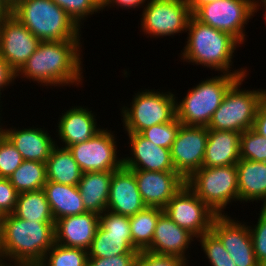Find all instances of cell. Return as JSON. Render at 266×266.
I'll return each instance as SVG.
<instances>
[{
    "label": "cell",
    "mask_w": 266,
    "mask_h": 266,
    "mask_svg": "<svg viewBox=\"0 0 266 266\" xmlns=\"http://www.w3.org/2000/svg\"><path fill=\"white\" fill-rule=\"evenodd\" d=\"M132 156L122 158L123 167L129 170L176 172L170 149L156 146L140 133H128Z\"/></svg>",
    "instance_id": "18"
},
{
    "label": "cell",
    "mask_w": 266,
    "mask_h": 266,
    "mask_svg": "<svg viewBox=\"0 0 266 266\" xmlns=\"http://www.w3.org/2000/svg\"><path fill=\"white\" fill-rule=\"evenodd\" d=\"M11 14V5L6 0H0V19Z\"/></svg>",
    "instance_id": "46"
},
{
    "label": "cell",
    "mask_w": 266,
    "mask_h": 266,
    "mask_svg": "<svg viewBox=\"0 0 266 266\" xmlns=\"http://www.w3.org/2000/svg\"><path fill=\"white\" fill-rule=\"evenodd\" d=\"M80 27L81 19L101 10V0H52Z\"/></svg>",
    "instance_id": "36"
},
{
    "label": "cell",
    "mask_w": 266,
    "mask_h": 266,
    "mask_svg": "<svg viewBox=\"0 0 266 266\" xmlns=\"http://www.w3.org/2000/svg\"><path fill=\"white\" fill-rule=\"evenodd\" d=\"M8 179L19 194L43 189L47 182L46 164L24 160Z\"/></svg>",
    "instance_id": "31"
},
{
    "label": "cell",
    "mask_w": 266,
    "mask_h": 266,
    "mask_svg": "<svg viewBox=\"0 0 266 266\" xmlns=\"http://www.w3.org/2000/svg\"><path fill=\"white\" fill-rule=\"evenodd\" d=\"M11 14L40 41H80V28L52 0H18Z\"/></svg>",
    "instance_id": "4"
},
{
    "label": "cell",
    "mask_w": 266,
    "mask_h": 266,
    "mask_svg": "<svg viewBox=\"0 0 266 266\" xmlns=\"http://www.w3.org/2000/svg\"><path fill=\"white\" fill-rule=\"evenodd\" d=\"M98 226L99 214L95 212L62 217L54 223L55 243L88 251Z\"/></svg>",
    "instance_id": "19"
},
{
    "label": "cell",
    "mask_w": 266,
    "mask_h": 266,
    "mask_svg": "<svg viewBox=\"0 0 266 266\" xmlns=\"http://www.w3.org/2000/svg\"><path fill=\"white\" fill-rule=\"evenodd\" d=\"M11 6L18 0H6Z\"/></svg>",
    "instance_id": "49"
},
{
    "label": "cell",
    "mask_w": 266,
    "mask_h": 266,
    "mask_svg": "<svg viewBox=\"0 0 266 266\" xmlns=\"http://www.w3.org/2000/svg\"><path fill=\"white\" fill-rule=\"evenodd\" d=\"M43 190L55 221L62 217L88 212L78 186L47 181L43 186Z\"/></svg>",
    "instance_id": "26"
},
{
    "label": "cell",
    "mask_w": 266,
    "mask_h": 266,
    "mask_svg": "<svg viewBox=\"0 0 266 266\" xmlns=\"http://www.w3.org/2000/svg\"><path fill=\"white\" fill-rule=\"evenodd\" d=\"M246 76L240 77L227 91L219 108L207 126L208 130L242 133L253 128L259 105L266 97V90H240Z\"/></svg>",
    "instance_id": "6"
},
{
    "label": "cell",
    "mask_w": 266,
    "mask_h": 266,
    "mask_svg": "<svg viewBox=\"0 0 266 266\" xmlns=\"http://www.w3.org/2000/svg\"><path fill=\"white\" fill-rule=\"evenodd\" d=\"M171 92H139L130 108H122L123 126L127 133H140L153 125L168 123L176 117V98Z\"/></svg>",
    "instance_id": "8"
},
{
    "label": "cell",
    "mask_w": 266,
    "mask_h": 266,
    "mask_svg": "<svg viewBox=\"0 0 266 266\" xmlns=\"http://www.w3.org/2000/svg\"><path fill=\"white\" fill-rule=\"evenodd\" d=\"M0 258H2L1 257V252H0ZM3 260L2 259H0V266H14V265H7V264H5L4 262H2Z\"/></svg>",
    "instance_id": "48"
},
{
    "label": "cell",
    "mask_w": 266,
    "mask_h": 266,
    "mask_svg": "<svg viewBox=\"0 0 266 266\" xmlns=\"http://www.w3.org/2000/svg\"><path fill=\"white\" fill-rule=\"evenodd\" d=\"M79 41H41L17 72L44 86L77 85L82 82ZM21 73V74H20ZM20 74V75H19ZM58 84V85H57Z\"/></svg>",
    "instance_id": "2"
},
{
    "label": "cell",
    "mask_w": 266,
    "mask_h": 266,
    "mask_svg": "<svg viewBox=\"0 0 266 266\" xmlns=\"http://www.w3.org/2000/svg\"><path fill=\"white\" fill-rule=\"evenodd\" d=\"M5 215L0 211V224H1V221L4 219Z\"/></svg>",
    "instance_id": "50"
},
{
    "label": "cell",
    "mask_w": 266,
    "mask_h": 266,
    "mask_svg": "<svg viewBox=\"0 0 266 266\" xmlns=\"http://www.w3.org/2000/svg\"><path fill=\"white\" fill-rule=\"evenodd\" d=\"M258 3L255 0H219L199 7L192 16L205 25L229 33L242 44L244 25L259 9Z\"/></svg>",
    "instance_id": "9"
},
{
    "label": "cell",
    "mask_w": 266,
    "mask_h": 266,
    "mask_svg": "<svg viewBox=\"0 0 266 266\" xmlns=\"http://www.w3.org/2000/svg\"><path fill=\"white\" fill-rule=\"evenodd\" d=\"M12 214L27 221L55 222L43 189L18 194Z\"/></svg>",
    "instance_id": "29"
},
{
    "label": "cell",
    "mask_w": 266,
    "mask_h": 266,
    "mask_svg": "<svg viewBox=\"0 0 266 266\" xmlns=\"http://www.w3.org/2000/svg\"><path fill=\"white\" fill-rule=\"evenodd\" d=\"M243 76L223 73L189 89L180 104L176 100V118L183 125L207 127L228 89Z\"/></svg>",
    "instance_id": "5"
},
{
    "label": "cell",
    "mask_w": 266,
    "mask_h": 266,
    "mask_svg": "<svg viewBox=\"0 0 266 266\" xmlns=\"http://www.w3.org/2000/svg\"><path fill=\"white\" fill-rule=\"evenodd\" d=\"M145 207L134 173L123 166L114 171L110 183L107 210L131 217Z\"/></svg>",
    "instance_id": "20"
},
{
    "label": "cell",
    "mask_w": 266,
    "mask_h": 266,
    "mask_svg": "<svg viewBox=\"0 0 266 266\" xmlns=\"http://www.w3.org/2000/svg\"><path fill=\"white\" fill-rule=\"evenodd\" d=\"M134 266H187V263L174 255L156 254L145 250L139 252Z\"/></svg>",
    "instance_id": "39"
},
{
    "label": "cell",
    "mask_w": 266,
    "mask_h": 266,
    "mask_svg": "<svg viewBox=\"0 0 266 266\" xmlns=\"http://www.w3.org/2000/svg\"><path fill=\"white\" fill-rule=\"evenodd\" d=\"M54 223L5 215L0 224L2 259L15 260V266H38L55 243Z\"/></svg>",
    "instance_id": "1"
},
{
    "label": "cell",
    "mask_w": 266,
    "mask_h": 266,
    "mask_svg": "<svg viewBox=\"0 0 266 266\" xmlns=\"http://www.w3.org/2000/svg\"><path fill=\"white\" fill-rule=\"evenodd\" d=\"M108 131L107 129H102L87 141L68 148L83 173L114 172L123 166V160H119L116 154V138H114L111 131Z\"/></svg>",
    "instance_id": "13"
},
{
    "label": "cell",
    "mask_w": 266,
    "mask_h": 266,
    "mask_svg": "<svg viewBox=\"0 0 266 266\" xmlns=\"http://www.w3.org/2000/svg\"><path fill=\"white\" fill-rule=\"evenodd\" d=\"M16 77L17 72L0 56V95L1 89L12 83Z\"/></svg>",
    "instance_id": "42"
},
{
    "label": "cell",
    "mask_w": 266,
    "mask_h": 266,
    "mask_svg": "<svg viewBox=\"0 0 266 266\" xmlns=\"http://www.w3.org/2000/svg\"><path fill=\"white\" fill-rule=\"evenodd\" d=\"M145 5L141 26L146 34L166 37L187 30L192 16L187 0H150Z\"/></svg>",
    "instance_id": "12"
},
{
    "label": "cell",
    "mask_w": 266,
    "mask_h": 266,
    "mask_svg": "<svg viewBox=\"0 0 266 266\" xmlns=\"http://www.w3.org/2000/svg\"><path fill=\"white\" fill-rule=\"evenodd\" d=\"M163 210L173 222L196 238L210 232L217 216L187 185L170 199Z\"/></svg>",
    "instance_id": "11"
},
{
    "label": "cell",
    "mask_w": 266,
    "mask_h": 266,
    "mask_svg": "<svg viewBox=\"0 0 266 266\" xmlns=\"http://www.w3.org/2000/svg\"><path fill=\"white\" fill-rule=\"evenodd\" d=\"M144 204L164 208L170 199L186 185L178 172L131 170Z\"/></svg>",
    "instance_id": "17"
},
{
    "label": "cell",
    "mask_w": 266,
    "mask_h": 266,
    "mask_svg": "<svg viewBox=\"0 0 266 266\" xmlns=\"http://www.w3.org/2000/svg\"><path fill=\"white\" fill-rule=\"evenodd\" d=\"M56 146L45 162L47 181L77 186L82 178V170L68 148Z\"/></svg>",
    "instance_id": "28"
},
{
    "label": "cell",
    "mask_w": 266,
    "mask_h": 266,
    "mask_svg": "<svg viewBox=\"0 0 266 266\" xmlns=\"http://www.w3.org/2000/svg\"><path fill=\"white\" fill-rule=\"evenodd\" d=\"M145 1L146 0H101V10H103L106 6H111V4L113 7L116 4L122 8H136L145 3Z\"/></svg>",
    "instance_id": "44"
},
{
    "label": "cell",
    "mask_w": 266,
    "mask_h": 266,
    "mask_svg": "<svg viewBox=\"0 0 266 266\" xmlns=\"http://www.w3.org/2000/svg\"><path fill=\"white\" fill-rule=\"evenodd\" d=\"M5 137L21 153L24 160L45 163L50 157L55 141L41 128L5 129Z\"/></svg>",
    "instance_id": "24"
},
{
    "label": "cell",
    "mask_w": 266,
    "mask_h": 266,
    "mask_svg": "<svg viewBox=\"0 0 266 266\" xmlns=\"http://www.w3.org/2000/svg\"><path fill=\"white\" fill-rule=\"evenodd\" d=\"M265 10H266V4H264ZM265 21H266V11H265ZM266 23V22H265Z\"/></svg>",
    "instance_id": "51"
},
{
    "label": "cell",
    "mask_w": 266,
    "mask_h": 266,
    "mask_svg": "<svg viewBox=\"0 0 266 266\" xmlns=\"http://www.w3.org/2000/svg\"><path fill=\"white\" fill-rule=\"evenodd\" d=\"M112 175V171L82 174L77 186L88 212L101 214L107 210Z\"/></svg>",
    "instance_id": "27"
},
{
    "label": "cell",
    "mask_w": 266,
    "mask_h": 266,
    "mask_svg": "<svg viewBox=\"0 0 266 266\" xmlns=\"http://www.w3.org/2000/svg\"><path fill=\"white\" fill-rule=\"evenodd\" d=\"M92 111L83 107H74L60 117L58 135L64 147L82 143L94 137L102 129L97 128Z\"/></svg>",
    "instance_id": "23"
},
{
    "label": "cell",
    "mask_w": 266,
    "mask_h": 266,
    "mask_svg": "<svg viewBox=\"0 0 266 266\" xmlns=\"http://www.w3.org/2000/svg\"><path fill=\"white\" fill-rule=\"evenodd\" d=\"M41 41L14 15L2 19L0 25V56L18 72L36 51Z\"/></svg>",
    "instance_id": "15"
},
{
    "label": "cell",
    "mask_w": 266,
    "mask_h": 266,
    "mask_svg": "<svg viewBox=\"0 0 266 266\" xmlns=\"http://www.w3.org/2000/svg\"><path fill=\"white\" fill-rule=\"evenodd\" d=\"M194 237L193 234L179 227L163 212L156 223L153 240L147 251L174 255L186 261L185 251L191 241H194Z\"/></svg>",
    "instance_id": "21"
},
{
    "label": "cell",
    "mask_w": 266,
    "mask_h": 266,
    "mask_svg": "<svg viewBox=\"0 0 266 266\" xmlns=\"http://www.w3.org/2000/svg\"><path fill=\"white\" fill-rule=\"evenodd\" d=\"M138 254H121L109 258H88L87 266H134Z\"/></svg>",
    "instance_id": "41"
},
{
    "label": "cell",
    "mask_w": 266,
    "mask_h": 266,
    "mask_svg": "<svg viewBox=\"0 0 266 266\" xmlns=\"http://www.w3.org/2000/svg\"><path fill=\"white\" fill-rule=\"evenodd\" d=\"M23 161L21 153L4 136L0 140V178H9Z\"/></svg>",
    "instance_id": "37"
},
{
    "label": "cell",
    "mask_w": 266,
    "mask_h": 266,
    "mask_svg": "<svg viewBox=\"0 0 266 266\" xmlns=\"http://www.w3.org/2000/svg\"><path fill=\"white\" fill-rule=\"evenodd\" d=\"M163 212L162 208L146 206L129 217L132 244L137 251H145L150 247L156 223Z\"/></svg>",
    "instance_id": "30"
},
{
    "label": "cell",
    "mask_w": 266,
    "mask_h": 266,
    "mask_svg": "<svg viewBox=\"0 0 266 266\" xmlns=\"http://www.w3.org/2000/svg\"><path fill=\"white\" fill-rule=\"evenodd\" d=\"M106 212L99 214V226L88 249V258L139 254L132 244L129 217L109 210Z\"/></svg>",
    "instance_id": "10"
},
{
    "label": "cell",
    "mask_w": 266,
    "mask_h": 266,
    "mask_svg": "<svg viewBox=\"0 0 266 266\" xmlns=\"http://www.w3.org/2000/svg\"><path fill=\"white\" fill-rule=\"evenodd\" d=\"M186 185L204 202L216 215H223L232 200H239L238 172L236 165L219 167H201L187 180Z\"/></svg>",
    "instance_id": "7"
},
{
    "label": "cell",
    "mask_w": 266,
    "mask_h": 266,
    "mask_svg": "<svg viewBox=\"0 0 266 266\" xmlns=\"http://www.w3.org/2000/svg\"><path fill=\"white\" fill-rule=\"evenodd\" d=\"M1 107V106H0ZM5 136V129H2L0 125V140Z\"/></svg>",
    "instance_id": "47"
},
{
    "label": "cell",
    "mask_w": 266,
    "mask_h": 266,
    "mask_svg": "<svg viewBox=\"0 0 266 266\" xmlns=\"http://www.w3.org/2000/svg\"><path fill=\"white\" fill-rule=\"evenodd\" d=\"M253 129L263 137H266V97L261 102L256 112Z\"/></svg>",
    "instance_id": "43"
},
{
    "label": "cell",
    "mask_w": 266,
    "mask_h": 266,
    "mask_svg": "<svg viewBox=\"0 0 266 266\" xmlns=\"http://www.w3.org/2000/svg\"><path fill=\"white\" fill-rule=\"evenodd\" d=\"M186 31H189V36L182 53L184 60L202 64L226 74L246 75V69L228 71L232 65L233 53L237 45L241 44L229 33L205 25L193 16L189 18Z\"/></svg>",
    "instance_id": "3"
},
{
    "label": "cell",
    "mask_w": 266,
    "mask_h": 266,
    "mask_svg": "<svg viewBox=\"0 0 266 266\" xmlns=\"http://www.w3.org/2000/svg\"><path fill=\"white\" fill-rule=\"evenodd\" d=\"M239 147L240 159L266 162V137L253 128L241 133Z\"/></svg>",
    "instance_id": "33"
},
{
    "label": "cell",
    "mask_w": 266,
    "mask_h": 266,
    "mask_svg": "<svg viewBox=\"0 0 266 266\" xmlns=\"http://www.w3.org/2000/svg\"><path fill=\"white\" fill-rule=\"evenodd\" d=\"M199 238L206 258L212 266H236L220 240L211 231Z\"/></svg>",
    "instance_id": "35"
},
{
    "label": "cell",
    "mask_w": 266,
    "mask_h": 266,
    "mask_svg": "<svg viewBox=\"0 0 266 266\" xmlns=\"http://www.w3.org/2000/svg\"><path fill=\"white\" fill-rule=\"evenodd\" d=\"M180 126V121L175 117L168 123L157 124L146 128L140 134L156 146L170 149L177 137Z\"/></svg>",
    "instance_id": "34"
},
{
    "label": "cell",
    "mask_w": 266,
    "mask_h": 266,
    "mask_svg": "<svg viewBox=\"0 0 266 266\" xmlns=\"http://www.w3.org/2000/svg\"><path fill=\"white\" fill-rule=\"evenodd\" d=\"M241 133L209 130L202 167L236 165L240 160Z\"/></svg>",
    "instance_id": "22"
},
{
    "label": "cell",
    "mask_w": 266,
    "mask_h": 266,
    "mask_svg": "<svg viewBox=\"0 0 266 266\" xmlns=\"http://www.w3.org/2000/svg\"><path fill=\"white\" fill-rule=\"evenodd\" d=\"M236 168L239 201L263 200L266 207V162L240 159Z\"/></svg>",
    "instance_id": "25"
},
{
    "label": "cell",
    "mask_w": 266,
    "mask_h": 266,
    "mask_svg": "<svg viewBox=\"0 0 266 266\" xmlns=\"http://www.w3.org/2000/svg\"><path fill=\"white\" fill-rule=\"evenodd\" d=\"M254 227L251 229L249 226L254 254L258 263L266 266V207L261 208L257 225Z\"/></svg>",
    "instance_id": "38"
},
{
    "label": "cell",
    "mask_w": 266,
    "mask_h": 266,
    "mask_svg": "<svg viewBox=\"0 0 266 266\" xmlns=\"http://www.w3.org/2000/svg\"><path fill=\"white\" fill-rule=\"evenodd\" d=\"M219 0H187V4L189 6V10L191 14H193L199 7L210 3V2H215Z\"/></svg>",
    "instance_id": "45"
},
{
    "label": "cell",
    "mask_w": 266,
    "mask_h": 266,
    "mask_svg": "<svg viewBox=\"0 0 266 266\" xmlns=\"http://www.w3.org/2000/svg\"><path fill=\"white\" fill-rule=\"evenodd\" d=\"M208 131L205 126H180L170 153L175 171L185 180L203 166Z\"/></svg>",
    "instance_id": "14"
},
{
    "label": "cell",
    "mask_w": 266,
    "mask_h": 266,
    "mask_svg": "<svg viewBox=\"0 0 266 266\" xmlns=\"http://www.w3.org/2000/svg\"><path fill=\"white\" fill-rule=\"evenodd\" d=\"M227 215H217L211 232L220 240L236 266H261L254 254L249 226Z\"/></svg>",
    "instance_id": "16"
},
{
    "label": "cell",
    "mask_w": 266,
    "mask_h": 266,
    "mask_svg": "<svg viewBox=\"0 0 266 266\" xmlns=\"http://www.w3.org/2000/svg\"><path fill=\"white\" fill-rule=\"evenodd\" d=\"M87 261L88 251L54 243L38 266H87Z\"/></svg>",
    "instance_id": "32"
},
{
    "label": "cell",
    "mask_w": 266,
    "mask_h": 266,
    "mask_svg": "<svg viewBox=\"0 0 266 266\" xmlns=\"http://www.w3.org/2000/svg\"><path fill=\"white\" fill-rule=\"evenodd\" d=\"M18 194L8 178H0V211L4 215L12 214Z\"/></svg>",
    "instance_id": "40"
}]
</instances>
